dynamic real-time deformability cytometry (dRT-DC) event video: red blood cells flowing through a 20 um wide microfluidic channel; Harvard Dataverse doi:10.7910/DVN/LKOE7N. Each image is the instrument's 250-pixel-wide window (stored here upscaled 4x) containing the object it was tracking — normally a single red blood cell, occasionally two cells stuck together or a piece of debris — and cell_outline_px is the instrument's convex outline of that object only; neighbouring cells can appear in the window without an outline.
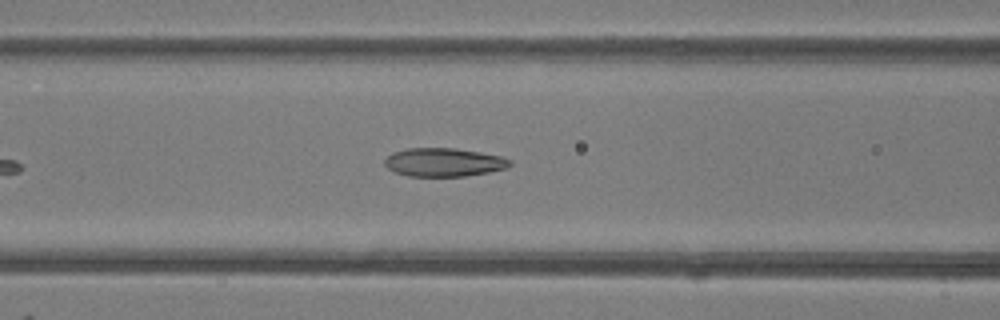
{"species": "common noctule bat (a hibernating species)", "species_latin": "Nyctalus noctula", "temperature_condition": "room temperature", "stored_images_in_passage": 5, "camera_frame_rate_fps": 3000, "um_per_image_px": 0.085, "animal": {"sex": "female"}, "frame": {"image": 1, "passage_image": 5, "time_ms": 4.667, "image_size_px": [1000, 320], "cell_outline_px": [[512, 164], [508, 168], [488, 172], [464, 176], [408, 176], [396, 172], [388, 168], [384, 164], [384, 160], [392, 152], [408, 148], [456, 148], [480, 152], [500, 156], [512, 160]], "centroid_in_image_um": [37.74, 13.79], "position_along_channel_um": 128.9, "area_um2": 20.81}}